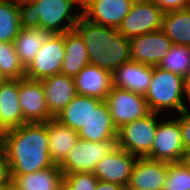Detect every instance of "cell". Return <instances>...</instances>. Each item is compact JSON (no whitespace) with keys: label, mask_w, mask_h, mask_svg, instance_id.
<instances>
[{"label":"cell","mask_w":190,"mask_h":190,"mask_svg":"<svg viewBox=\"0 0 190 190\" xmlns=\"http://www.w3.org/2000/svg\"><path fill=\"white\" fill-rule=\"evenodd\" d=\"M10 177L13 186L19 190H59L64 180L58 164L34 173L10 175Z\"/></svg>","instance_id":"23"},{"label":"cell","mask_w":190,"mask_h":190,"mask_svg":"<svg viewBox=\"0 0 190 190\" xmlns=\"http://www.w3.org/2000/svg\"><path fill=\"white\" fill-rule=\"evenodd\" d=\"M130 0H82V15L97 24L119 28L129 13Z\"/></svg>","instance_id":"14"},{"label":"cell","mask_w":190,"mask_h":190,"mask_svg":"<svg viewBox=\"0 0 190 190\" xmlns=\"http://www.w3.org/2000/svg\"><path fill=\"white\" fill-rule=\"evenodd\" d=\"M11 190H19L16 187L13 186L12 180H11Z\"/></svg>","instance_id":"43"},{"label":"cell","mask_w":190,"mask_h":190,"mask_svg":"<svg viewBox=\"0 0 190 190\" xmlns=\"http://www.w3.org/2000/svg\"><path fill=\"white\" fill-rule=\"evenodd\" d=\"M8 79L0 72V87L7 81Z\"/></svg>","instance_id":"40"},{"label":"cell","mask_w":190,"mask_h":190,"mask_svg":"<svg viewBox=\"0 0 190 190\" xmlns=\"http://www.w3.org/2000/svg\"><path fill=\"white\" fill-rule=\"evenodd\" d=\"M185 95L184 78L181 75L158 66L153 67L151 82L144 95L151 112L159 114L164 109H176L180 113L186 108Z\"/></svg>","instance_id":"4"},{"label":"cell","mask_w":190,"mask_h":190,"mask_svg":"<svg viewBox=\"0 0 190 190\" xmlns=\"http://www.w3.org/2000/svg\"><path fill=\"white\" fill-rule=\"evenodd\" d=\"M65 56L61 73L75 77L89 63V56L83 38L75 30L64 33Z\"/></svg>","instance_id":"22"},{"label":"cell","mask_w":190,"mask_h":190,"mask_svg":"<svg viewBox=\"0 0 190 190\" xmlns=\"http://www.w3.org/2000/svg\"><path fill=\"white\" fill-rule=\"evenodd\" d=\"M5 133H6V130L0 124V144L2 142V139H3L4 135H5Z\"/></svg>","instance_id":"39"},{"label":"cell","mask_w":190,"mask_h":190,"mask_svg":"<svg viewBox=\"0 0 190 190\" xmlns=\"http://www.w3.org/2000/svg\"><path fill=\"white\" fill-rule=\"evenodd\" d=\"M19 104L26 123H44L54 118L47 108L39 80L19 79Z\"/></svg>","instance_id":"13"},{"label":"cell","mask_w":190,"mask_h":190,"mask_svg":"<svg viewBox=\"0 0 190 190\" xmlns=\"http://www.w3.org/2000/svg\"><path fill=\"white\" fill-rule=\"evenodd\" d=\"M183 162L188 166L190 170V154L187 155V157L183 160Z\"/></svg>","instance_id":"41"},{"label":"cell","mask_w":190,"mask_h":190,"mask_svg":"<svg viewBox=\"0 0 190 190\" xmlns=\"http://www.w3.org/2000/svg\"><path fill=\"white\" fill-rule=\"evenodd\" d=\"M10 179L8 159L3 147L0 145V184L7 183Z\"/></svg>","instance_id":"34"},{"label":"cell","mask_w":190,"mask_h":190,"mask_svg":"<svg viewBox=\"0 0 190 190\" xmlns=\"http://www.w3.org/2000/svg\"><path fill=\"white\" fill-rule=\"evenodd\" d=\"M0 124L5 130L26 124L19 104V79H8L0 87Z\"/></svg>","instance_id":"20"},{"label":"cell","mask_w":190,"mask_h":190,"mask_svg":"<svg viewBox=\"0 0 190 190\" xmlns=\"http://www.w3.org/2000/svg\"><path fill=\"white\" fill-rule=\"evenodd\" d=\"M47 134L50 158L59 165L78 142V132L53 118L47 122Z\"/></svg>","instance_id":"21"},{"label":"cell","mask_w":190,"mask_h":190,"mask_svg":"<svg viewBox=\"0 0 190 190\" xmlns=\"http://www.w3.org/2000/svg\"><path fill=\"white\" fill-rule=\"evenodd\" d=\"M74 82L77 95L105 101L113 87V73L88 64L74 77Z\"/></svg>","instance_id":"15"},{"label":"cell","mask_w":190,"mask_h":190,"mask_svg":"<svg viewBox=\"0 0 190 190\" xmlns=\"http://www.w3.org/2000/svg\"><path fill=\"white\" fill-rule=\"evenodd\" d=\"M101 102L102 100L94 97L76 95L55 119L79 132L90 118V105H99Z\"/></svg>","instance_id":"26"},{"label":"cell","mask_w":190,"mask_h":190,"mask_svg":"<svg viewBox=\"0 0 190 190\" xmlns=\"http://www.w3.org/2000/svg\"><path fill=\"white\" fill-rule=\"evenodd\" d=\"M187 155L183 147L179 121L169 119L161 122L160 120L152 149L145 157L174 163L183 162Z\"/></svg>","instance_id":"8"},{"label":"cell","mask_w":190,"mask_h":190,"mask_svg":"<svg viewBox=\"0 0 190 190\" xmlns=\"http://www.w3.org/2000/svg\"><path fill=\"white\" fill-rule=\"evenodd\" d=\"M125 190H139V189H134V188H130V187H125Z\"/></svg>","instance_id":"44"},{"label":"cell","mask_w":190,"mask_h":190,"mask_svg":"<svg viewBox=\"0 0 190 190\" xmlns=\"http://www.w3.org/2000/svg\"><path fill=\"white\" fill-rule=\"evenodd\" d=\"M163 190H190V170L184 162H169Z\"/></svg>","instance_id":"30"},{"label":"cell","mask_w":190,"mask_h":190,"mask_svg":"<svg viewBox=\"0 0 190 190\" xmlns=\"http://www.w3.org/2000/svg\"><path fill=\"white\" fill-rule=\"evenodd\" d=\"M20 29L18 0L0 1V42H14Z\"/></svg>","instance_id":"27"},{"label":"cell","mask_w":190,"mask_h":190,"mask_svg":"<svg viewBox=\"0 0 190 190\" xmlns=\"http://www.w3.org/2000/svg\"><path fill=\"white\" fill-rule=\"evenodd\" d=\"M169 162L138 157L128 187L139 190H163Z\"/></svg>","instance_id":"16"},{"label":"cell","mask_w":190,"mask_h":190,"mask_svg":"<svg viewBox=\"0 0 190 190\" xmlns=\"http://www.w3.org/2000/svg\"><path fill=\"white\" fill-rule=\"evenodd\" d=\"M117 128L151 113L143 94L113 86L105 100Z\"/></svg>","instance_id":"7"},{"label":"cell","mask_w":190,"mask_h":190,"mask_svg":"<svg viewBox=\"0 0 190 190\" xmlns=\"http://www.w3.org/2000/svg\"><path fill=\"white\" fill-rule=\"evenodd\" d=\"M51 35L50 31L43 28L20 29L14 40V45L18 58L25 68L34 60L42 45Z\"/></svg>","instance_id":"24"},{"label":"cell","mask_w":190,"mask_h":190,"mask_svg":"<svg viewBox=\"0 0 190 190\" xmlns=\"http://www.w3.org/2000/svg\"><path fill=\"white\" fill-rule=\"evenodd\" d=\"M74 29L83 38L91 65L113 73L131 61L130 39L117 28L94 23L81 15Z\"/></svg>","instance_id":"2"},{"label":"cell","mask_w":190,"mask_h":190,"mask_svg":"<svg viewBox=\"0 0 190 190\" xmlns=\"http://www.w3.org/2000/svg\"><path fill=\"white\" fill-rule=\"evenodd\" d=\"M64 56V33L52 34L42 45L34 60L26 67L25 78L40 81L61 73Z\"/></svg>","instance_id":"9"},{"label":"cell","mask_w":190,"mask_h":190,"mask_svg":"<svg viewBox=\"0 0 190 190\" xmlns=\"http://www.w3.org/2000/svg\"><path fill=\"white\" fill-rule=\"evenodd\" d=\"M18 4L21 28H43L52 34L73 30L82 15L71 12L74 5L82 8V0H18Z\"/></svg>","instance_id":"3"},{"label":"cell","mask_w":190,"mask_h":190,"mask_svg":"<svg viewBox=\"0 0 190 190\" xmlns=\"http://www.w3.org/2000/svg\"><path fill=\"white\" fill-rule=\"evenodd\" d=\"M0 190H11V179L7 183L0 184Z\"/></svg>","instance_id":"37"},{"label":"cell","mask_w":190,"mask_h":190,"mask_svg":"<svg viewBox=\"0 0 190 190\" xmlns=\"http://www.w3.org/2000/svg\"><path fill=\"white\" fill-rule=\"evenodd\" d=\"M162 30L152 31L130 38L131 61L149 66H158L172 46Z\"/></svg>","instance_id":"11"},{"label":"cell","mask_w":190,"mask_h":190,"mask_svg":"<svg viewBox=\"0 0 190 190\" xmlns=\"http://www.w3.org/2000/svg\"><path fill=\"white\" fill-rule=\"evenodd\" d=\"M0 72L7 79H23L26 68L18 58L14 42H0Z\"/></svg>","instance_id":"28"},{"label":"cell","mask_w":190,"mask_h":190,"mask_svg":"<svg viewBox=\"0 0 190 190\" xmlns=\"http://www.w3.org/2000/svg\"><path fill=\"white\" fill-rule=\"evenodd\" d=\"M138 156L116 146L97 164L94 175L100 181L117 183L127 187Z\"/></svg>","instance_id":"12"},{"label":"cell","mask_w":190,"mask_h":190,"mask_svg":"<svg viewBox=\"0 0 190 190\" xmlns=\"http://www.w3.org/2000/svg\"><path fill=\"white\" fill-rule=\"evenodd\" d=\"M183 78H184L185 93L189 99L188 101L190 102V70L188 71V73Z\"/></svg>","instance_id":"36"},{"label":"cell","mask_w":190,"mask_h":190,"mask_svg":"<svg viewBox=\"0 0 190 190\" xmlns=\"http://www.w3.org/2000/svg\"><path fill=\"white\" fill-rule=\"evenodd\" d=\"M117 134L118 130L112 122L106 102L90 105V118L78 132L79 138L91 142H103L117 140Z\"/></svg>","instance_id":"18"},{"label":"cell","mask_w":190,"mask_h":190,"mask_svg":"<svg viewBox=\"0 0 190 190\" xmlns=\"http://www.w3.org/2000/svg\"><path fill=\"white\" fill-rule=\"evenodd\" d=\"M164 12L154 3L147 1L132 3L129 13L123 18L118 32L127 38L160 30Z\"/></svg>","instance_id":"10"},{"label":"cell","mask_w":190,"mask_h":190,"mask_svg":"<svg viewBox=\"0 0 190 190\" xmlns=\"http://www.w3.org/2000/svg\"><path fill=\"white\" fill-rule=\"evenodd\" d=\"M158 67L184 77L190 70V47L172 45Z\"/></svg>","instance_id":"29"},{"label":"cell","mask_w":190,"mask_h":190,"mask_svg":"<svg viewBox=\"0 0 190 190\" xmlns=\"http://www.w3.org/2000/svg\"><path fill=\"white\" fill-rule=\"evenodd\" d=\"M40 81L49 113L55 118L77 95L74 77L58 73Z\"/></svg>","instance_id":"17"},{"label":"cell","mask_w":190,"mask_h":190,"mask_svg":"<svg viewBox=\"0 0 190 190\" xmlns=\"http://www.w3.org/2000/svg\"><path fill=\"white\" fill-rule=\"evenodd\" d=\"M161 30L173 45L190 47V7L164 12Z\"/></svg>","instance_id":"25"},{"label":"cell","mask_w":190,"mask_h":190,"mask_svg":"<svg viewBox=\"0 0 190 190\" xmlns=\"http://www.w3.org/2000/svg\"><path fill=\"white\" fill-rule=\"evenodd\" d=\"M64 181L73 190H96L99 180L93 172H76L64 175Z\"/></svg>","instance_id":"31"},{"label":"cell","mask_w":190,"mask_h":190,"mask_svg":"<svg viewBox=\"0 0 190 190\" xmlns=\"http://www.w3.org/2000/svg\"><path fill=\"white\" fill-rule=\"evenodd\" d=\"M157 113L151 112L144 118L131 121L118 129L117 146L130 154L145 157L152 149L156 128Z\"/></svg>","instance_id":"6"},{"label":"cell","mask_w":190,"mask_h":190,"mask_svg":"<svg viewBox=\"0 0 190 190\" xmlns=\"http://www.w3.org/2000/svg\"><path fill=\"white\" fill-rule=\"evenodd\" d=\"M180 117L176 118L180 123L183 147L187 154H190V110L187 107L180 112Z\"/></svg>","instance_id":"32"},{"label":"cell","mask_w":190,"mask_h":190,"mask_svg":"<svg viewBox=\"0 0 190 190\" xmlns=\"http://www.w3.org/2000/svg\"><path fill=\"white\" fill-rule=\"evenodd\" d=\"M153 1L163 12L181 10L190 7V0H153Z\"/></svg>","instance_id":"33"},{"label":"cell","mask_w":190,"mask_h":190,"mask_svg":"<svg viewBox=\"0 0 190 190\" xmlns=\"http://www.w3.org/2000/svg\"><path fill=\"white\" fill-rule=\"evenodd\" d=\"M59 190H73L64 180L59 186Z\"/></svg>","instance_id":"38"},{"label":"cell","mask_w":190,"mask_h":190,"mask_svg":"<svg viewBox=\"0 0 190 190\" xmlns=\"http://www.w3.org/2000/svg\"><path fill=\"white\" fill-rule=\"evenodd\" d=\"M0 145L6 153L10 175L30 174L55 165L49 155L47 122L8 129Z\"/></svg>","instance_id":"1"},{"label":"cell","mask_w":190,"mask_h":190,"mask_svg":"<svg viewBox=\"0 0 190 190\" xmlns=\"http://www.w3.org/2000/svg\"><path fill=\"white\" fill-rule=\"evenodd\" d=\"M132 3H141V2H147V1H153V0H130Z\"/></svg>","instance_id":"42"},{"label":"cell","mask_w":190,"mask_h":190,"mask_svg":"<svg viewBox=\"0 0 190 190\" xmlns=\"http://www.w3.org/2000/svg\"><path fill=\"white\" fill-rule=\"evenodd\" d=\"M96 190H125V187L117 184L104 181H98Z\"/></svg>","instance_id":"35"},{"label":"cell","mask_w":190,"mask_h":190,"mask_svg":"<svg viewBox=\"0 0 190 190\" xmlns=\"http://www.w3.org/2000/svg\"><path fill=\"white\" fill-rule=\"evenodd\" d=\"M153 66L129 61L113 72V86L145 95L148 91Z\"/></svg>","instance_id":"19"},{"label":"cell","mask_w":190,"mask_h":190,"mask_svg":"<svg viewBox=\"0 0 190 190\" xmlns=\"http://www.w3.org/2000/svg\"><path fill=\"white\" fill-rule=\"evenodd\" d=\"M117 146V140L91 142L78 139L66 158L59 164L63 176L76 172H94L97 164Z\"/></svg>","instance_id":"5"}]
</instances>
